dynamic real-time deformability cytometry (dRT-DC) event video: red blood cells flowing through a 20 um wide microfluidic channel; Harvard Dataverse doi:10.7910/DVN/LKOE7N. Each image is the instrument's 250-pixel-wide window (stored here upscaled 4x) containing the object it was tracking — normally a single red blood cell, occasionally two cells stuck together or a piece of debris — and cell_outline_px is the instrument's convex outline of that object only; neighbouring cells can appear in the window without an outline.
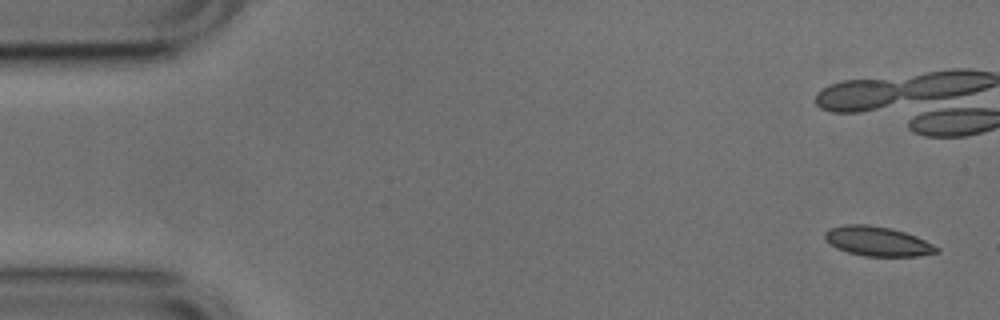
{"species": "common noctule bat (a hibernating species)", "species_latin": "Nyctalus noctula", "temperature_condition": "cold", "stored_images_in_passage": 13, "camera_frame_rate_fps": 3000, "um_per_image_px": 0.085, "animal": {"sex": "male", "body_mass_g": 17.9, "forearm_length_mm": 54.2}, "frame": {"image": 1, "passage_image": 1, "time_ms": 0.0, "image_size_px": [1000, 320], "cell_outline_px": [[940, 252], [916, 256], [864, 256], [848, 252], [836, 248], [824, 240], [824, 232], [828, 228], [844, 224], [868, 224], [892, 228], [916, 236], [940, 248]], "centroid_in_image_um": [74.55, 20.5], "position_along_channel_um": 10.4, "area_um2": 19.42}}